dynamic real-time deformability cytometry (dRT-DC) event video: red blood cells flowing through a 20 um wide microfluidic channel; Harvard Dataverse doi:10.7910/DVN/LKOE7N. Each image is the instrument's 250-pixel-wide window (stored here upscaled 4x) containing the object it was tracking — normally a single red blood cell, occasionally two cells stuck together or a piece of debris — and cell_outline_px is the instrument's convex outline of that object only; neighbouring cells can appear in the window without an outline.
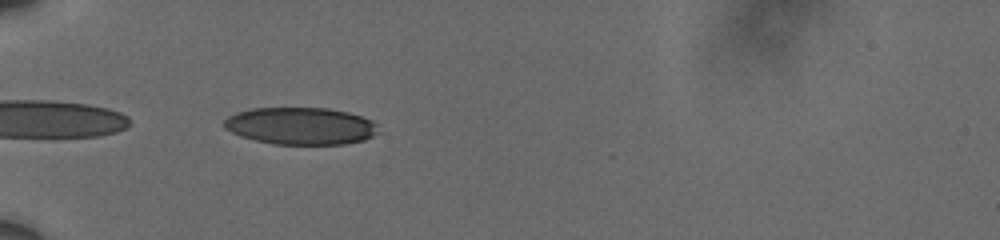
{"species": "human", "species_latin": "Homo sapiens", "temperature_condition": "cold", "stored_images_in_passage": 7, "camera_frame_rate_fps": 3000, "um_per_image_px": 0.085, "donor": {"sex": "male"}, "frame": {"image": 1, "passage_image": 3, "time_ms": 0.667, "image_size_px": [1000, 240], "cell_outline_px": [[368, 136], [356, 140], [328, 144], [288, 144], [264, 140], [252, 136], [236, 116], [244, 112], [268, 108], [312, 108], [340, 112], [356, 116], [364, 120], [368, 124]], "centroid_in_image_um": [25.8, 10.69], "position_along_channel_um": 59.2, "area_um2": 27.69}}
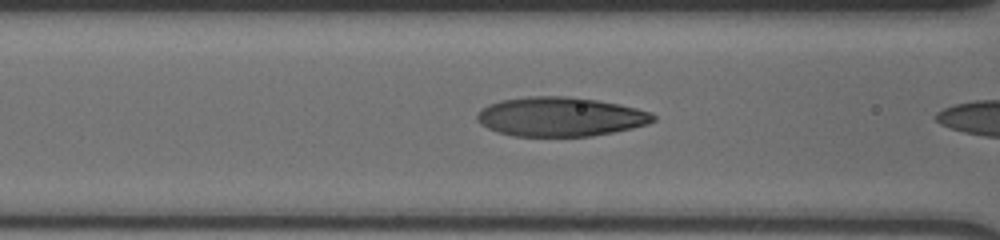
{"frame": {"image": 2, "passage_image": 6, "time_ms": 1.667, "image_size_px": [1000, 240], "cell_outline_px": [[648, 120], [640, 124], [600, 132], [576, 136], [536, 136], [520, 100], [576, 100], [608, 104], [640, 112], [648, 116]], "centroid_in_image_um": [49.11, 9.97], "position_along_channel_um": 117.5, "area_um2": 24.62}}